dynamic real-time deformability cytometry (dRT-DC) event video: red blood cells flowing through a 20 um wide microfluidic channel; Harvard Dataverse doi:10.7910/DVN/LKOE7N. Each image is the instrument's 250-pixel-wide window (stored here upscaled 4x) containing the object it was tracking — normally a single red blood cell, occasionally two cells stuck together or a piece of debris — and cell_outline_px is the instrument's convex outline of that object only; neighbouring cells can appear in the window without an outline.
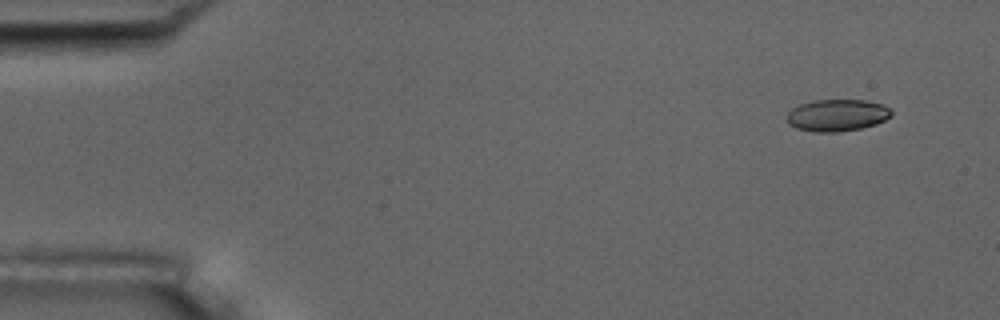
{"species": "common noctule bat (a hibernating species)", "species_latin": "Nyctalus noctula", "temperature_condition": "room temperature", "stored_images_in_passage": 5, "camera_frame_rate_fps": 3000, "um_per_image_px": 0.085, "animal": {"sex": "male", "body_mass_g": 17.5, "forearm_length_mm": 52.3}, "frame": {"image": 1, "passage_image": 1, "time_ms": 0.0, "image_size_px": [1000, 320], "cell_outline_px": [[892, 116], [876, 124], [860, 128], [836, 132], [812, 132], [796, 128], [788, 124], [784, 116], [792, 108], [800, 104], [816, 100], [864, 100], [884, 104], [892, 112]], "centroid_in_image_um": [71.12, 9.8], "position_along_channel_um": 13.9, "area_um2": 19.59}}